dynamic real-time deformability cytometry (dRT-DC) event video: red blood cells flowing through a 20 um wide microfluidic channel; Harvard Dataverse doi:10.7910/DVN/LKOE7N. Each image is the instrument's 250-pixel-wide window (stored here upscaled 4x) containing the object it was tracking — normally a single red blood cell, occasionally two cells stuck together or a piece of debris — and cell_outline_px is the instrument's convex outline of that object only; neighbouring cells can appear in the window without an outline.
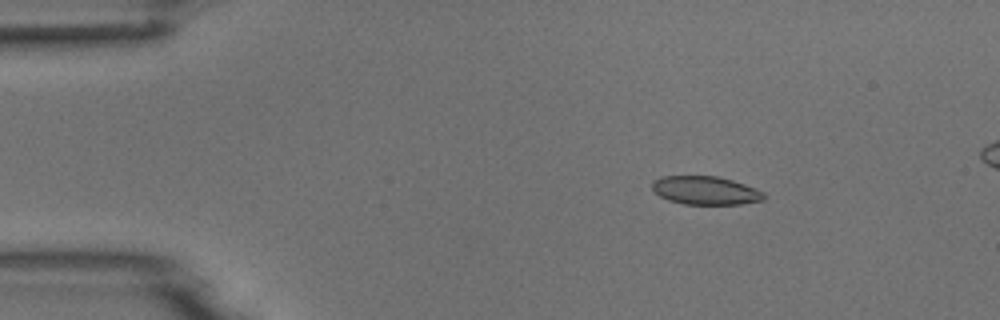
{"species": "common noctule bat (a hibernating species)", "species_latin": "Nyctalus noctula", "temperature_condition": "room temperature", "stored_images_in_passage": 3, "camera_frame_rate_fps": 3000, "um_per_image_px": 0.085, "animal": {"sex": "male", "body_mass_g": 18.8}, "frame": {"image": 1, "passage_image": 1, "time_ms": 0.0, "image_size_px": [1000, 320], "cell_outline_px": [[764, 200], [740, 204], [684, 204], [668, 200], [660, 196], [652, 188], [652, 180], [660, 176], [716, 176], [732, 180], [744, 184], [764, 192]], "centroid_in_image_um": [59.94, 16.18], "position_along_channel_um": 25.1, "area_um2": 18.44}}